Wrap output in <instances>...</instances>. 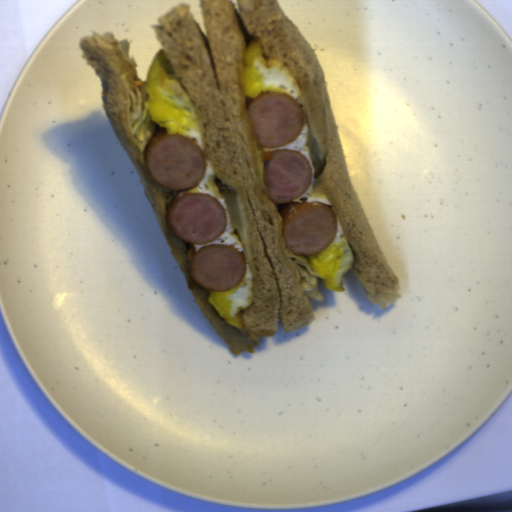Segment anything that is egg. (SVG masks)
Wrapping results in <instances>:
<instances>
[{
  "label": "egg",
  "instance_id": "1",
  "mask_svg": "<svg viewBox=\"0 0 512 512\" xmlns=\"http://www.w3.org/2000/svg\"><path fill=\"white\" fill-rule=\"evenodd\" d=\"M141 87L148 98V115L166 135L190 139L206 151L201 135L199 115L179 77L170 66L163 50L156 51Z\"/></svg>",
  "mask_w": 512,
  "mask_h": 512
},
{
  "label": "egg",
  "instance_id": "2",
  "mask_svg": "<svg viewBox=\"0 0 512 512\" xmlns=\"http://www.w3.org/2000/svg\"><path fill=\"white\" fill-rule=\"evenodd\" d=\"M338 232L335 240L323 251L310 256L297 255L284 249L283 253L291 262L297 273L296 283L305 291L306 296L312 297L319 303H324L325 297L318 288L320 279L325 289L335 293L346 292L344 274L348 273L355 263V254L345 240L344 231L337 218Z\"/></svg>",
  "mask_w": 512,
  "mask_h": 512
},
{
  "label": "egg",
  "instance_id": "3",
  "mask_svg": "<svg viewBox=\"0 0 512 512\" xmlns=\"http://www.w3.org/2000/svg\"><path fill=\"white\" fill-rule=\"evenodd\" d=\"M240 85L247 97L256 99L271 92L286 93L296 101L303 97L295 73L282 61L266 60L261 39H251L242 52Z\"/></svg>",
  "mask_w": 512,
  "mask_h": 512
},
{
  "label": "egg",
  "instance_id": "4",
  "mask_svg": "<svg viewBox=\"0 0 512 512\" xmlns=\"http://www.w3.org/2000/svg\"><path fill=\"white\" fill-rule=\"evenodd\" d=\"M208 302L223 321L237 330L244 329L243 313L253 306L254 281L248 263L242 280L225 291H211Z\"/></svg>",
  "mask_w": 512,
  "mask_h": 512
},
{
  "label": "egg",
  "instance_id": "5",
  "mask_svg": "<svg viewBox=\"0 0 512 512\" xmlns=\"http://www.w3.org/2000/svg\"><path fill=\"white\" fill-rule=\"evenodd\" d=\"M189 193L191 194H201V193H207L215 197L223 206L224 210L227 213V225L226 229L223 232V234L218 237L216 240L211 241L207 245L210 244H220V245H230L234 248L239 249L242 253L244 250V245L242 242L237 238V236L231 231V212L223 198V193L218 186L215 178H214V172H213V165L211 161L206 159V170L201 178V180L198 182L197 186L194 188H190ZM206 245H195V255L199 252V250Z\"/></svg>",
  "mask_w": 512,
  "mask_h": 512
},
{
  "label": "egg",
  "instance_id": "6",
  "mask_svg": "<svg viewBox=\"0 0 512 512\" xmlns=\"http://www.w3.org/2000/svg\"><path fill=\"white\" fill-rule=\"evenodd\" d=\"M308 140H309V127L307 123L304 122L303 129L299 137L293 141L292 143L284 146V147H278V148H264L266 153H272L276 150H295L298 152H301L306 159L308 160L310 167H311V181L308 190L301 195L300 197L296 198L293 201H317L324 203L328 205L329 207L333 208L332 202L325 197L320 191L315 189V167L314 163L311 157V153L308 146ZM292 201V202H293Z\"/></svg>",
  "mask_w": 512,
  "mask_h": 512
}]
</instances>
